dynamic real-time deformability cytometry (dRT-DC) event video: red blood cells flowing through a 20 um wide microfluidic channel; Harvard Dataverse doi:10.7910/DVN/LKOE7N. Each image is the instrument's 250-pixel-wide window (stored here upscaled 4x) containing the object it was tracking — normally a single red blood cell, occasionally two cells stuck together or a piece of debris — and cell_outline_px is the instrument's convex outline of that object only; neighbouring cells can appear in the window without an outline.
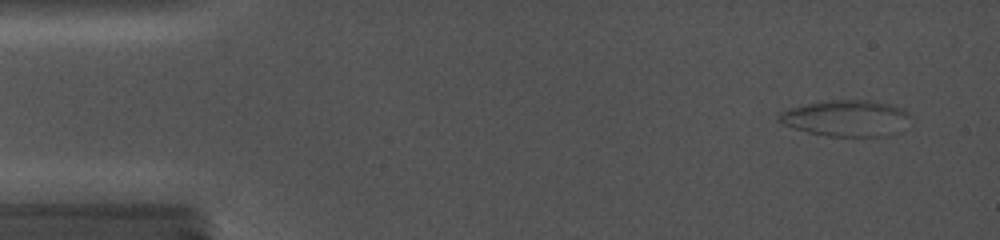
{"species": "common noctule bat (a hibernating species)", "species_latin": "Nyctalus noctula", "temperature_condition": "cold", "stored_images_in_passage": 29, "camera_frame_rate_fps": 5000, "um_per_image_px": 0.085, "animal": {"sex": "female", "body_mass_g": 19.0, "forearm_length_mm": 56.7}, "frame": {"image": 1, "passage_image": 2, "time_ms": 0.6, "image_size_px": [1000, 240], "cell_outline_px": [[908, 112], [820, 132], [816, 132], [804, 128], [780, 116], [784, 112], [800, 104], [816, 100], [880, 100], [904, 104]], "centroid_in_image_um": [71.43, 9.62], "position_along_channel_um": 13.6, "area_um2": 19.19}}
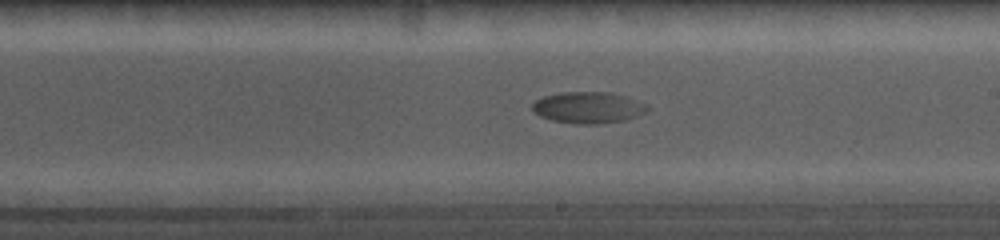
{"frame": {"image": 2, "passage_image": 22, "time_ms": 10.2, "image_size_px": [1000, 240], "cell_outline_px": [[652, 108], [648, 112], [628, 120], [600, 124], [576, 124], [552, 120], [540, 116], [532, 112], [532, 104], [536, 100], [544, 96], [568, 92], [608, 92], [648, 104]], "centroid_in_image_um": [50.04, 9.16], "position_along_channel_um": 239.0, "area_um2": 21.21}}
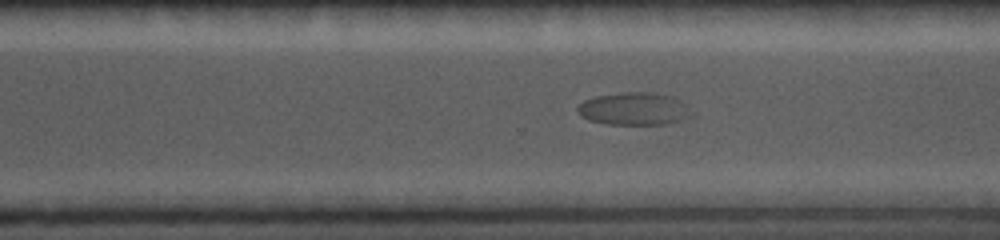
{"frame": {"image": 3, "passage_image": 27, "time_ms": 12.4, "image_size_px": [1000, 240], "cell_outline_px": [[692, 116], [668, 124], [608, 124], [588, 120], [580, 116], [576, 108], [584, 100], [596, 96], [628, 92], [648, 92], [672, 96]], "centroid_in_image_um": [53.79, 9.26], "position_along_channel_um": 316.8, "area_um2": 21.1}}